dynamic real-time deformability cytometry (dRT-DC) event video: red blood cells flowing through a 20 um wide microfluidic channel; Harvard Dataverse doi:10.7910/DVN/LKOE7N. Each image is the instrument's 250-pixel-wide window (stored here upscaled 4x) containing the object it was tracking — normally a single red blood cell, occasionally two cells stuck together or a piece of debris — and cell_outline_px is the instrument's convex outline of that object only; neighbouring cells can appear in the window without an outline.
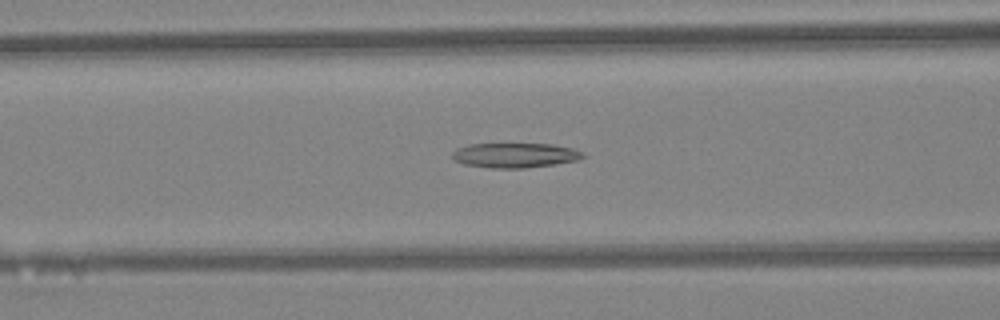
{"species": "Egyptian fruit bat (a non-hibernating species)", "species_latin": "Rousettus aegyptiacus", "temperature_condition": "warm", "stored_images_in_passage": 33, "camera_frame_rate_fps": 3000, "um_per_image_px": 0.085, "animal": {"sex": "female"}, "frame": {"image": 1, "passage_image": 9, "time_ms": 2.667, "image_size_px": [1000, 320], "cell_outline_px": [[584, 156], [576, 160], [556, 164], [524, 168], [492, 168], [464, 164], [456, 160], [452, 156], [452, 152], [456, 148], [468, 144], [552, 144], [572, 148], [584, 152]], "centroid_in_image_um": [43.77, 13.19], "position_along_channel_um": 122.8, "area_um2": 18.79}}
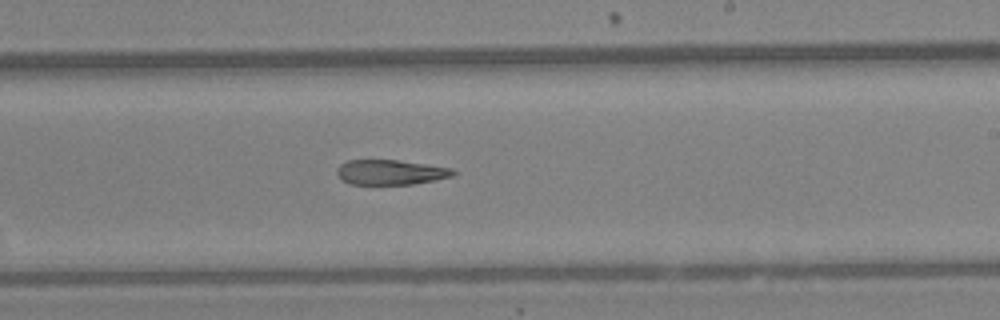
{"frame": {"image": 2, "passage_image": 18, "time_ms": 5.667, "image_size_px": [1000, 320], "cell_outline_px": [[456, 172], [452, 176], [436, 180], [412, 184], [348, 184], [336, 172], [336, 168], [340, 164], [348, 160], [400, 160], [452, 168]], "centroid_in_image_um": [33.2, 14.63], "position_along_channel_um": 255.8, "area_um2": 16.88}}
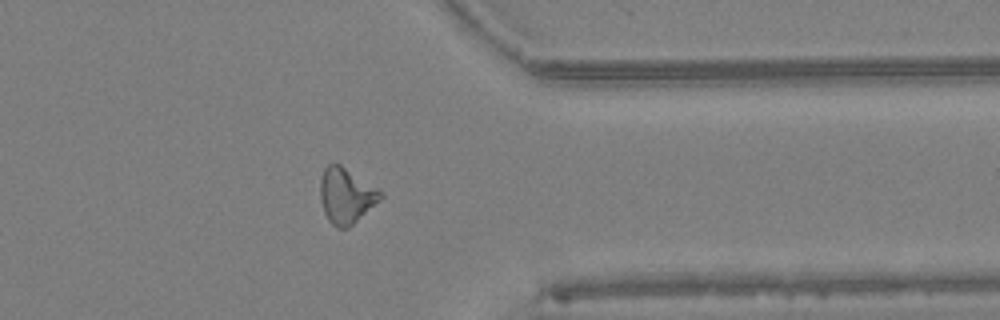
{"frame": {"image": 3, "passage_image": 27, "time_ms": 8.667, "image_size_px": [1000, 320], "cell_outline_px": [[384, 196], [380, 200], [348, 228], [340, 228], [332, 224], [328, 220], [324, 212], [320, 196], [320, 180], [324, 168], [328, 164], [340, 164], [380, 192]], "centroid_in_image_um": [29.37, 16.65], "position_along_channel_um": 382.0, "area_um2": 18.9}}